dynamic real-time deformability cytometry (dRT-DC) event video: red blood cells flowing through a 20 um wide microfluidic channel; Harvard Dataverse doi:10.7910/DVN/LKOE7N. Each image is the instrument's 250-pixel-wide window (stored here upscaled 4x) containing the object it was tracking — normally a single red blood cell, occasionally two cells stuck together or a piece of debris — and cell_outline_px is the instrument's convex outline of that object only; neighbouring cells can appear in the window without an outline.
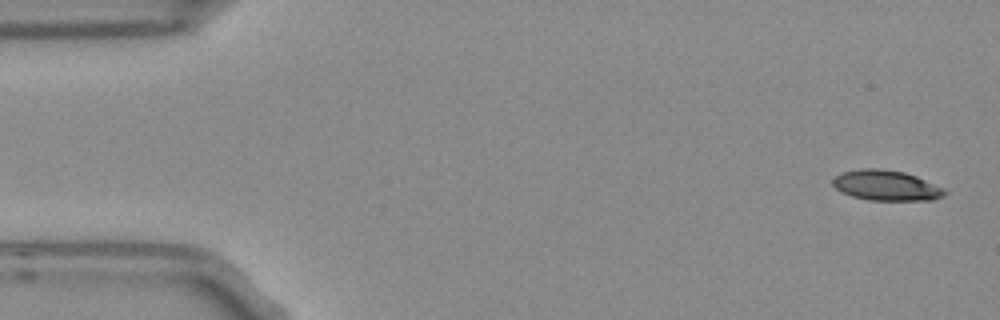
{"species": "Egyptian fruit bat (a non-hibernating species)", "species_latin": "Rousettus aegyptiacus", "temperature_condition": "room temperature", "stored_images_in_passage": 7, "camera_frame_rate_fps": 3000, "um_per_image_px": 0.085, "frame": {"image": 1, "passage_image": 1, "time_ms": 0.0, "image_size_px": [1000, 320], "cell_outline_px": [[948, 192], [944, 196], [932, 200], [868, 200], [852, 196], [840, 192], [832, 184], [832, 180], [836, 176], [844, 172], [860, 168], [880, 168], [904, 172], [916, 176], [944, 188]], "centroid_in_image_um": [75.33, 15.76], "position_along_channel_um": 9.7, "area_um2": 19.83}}
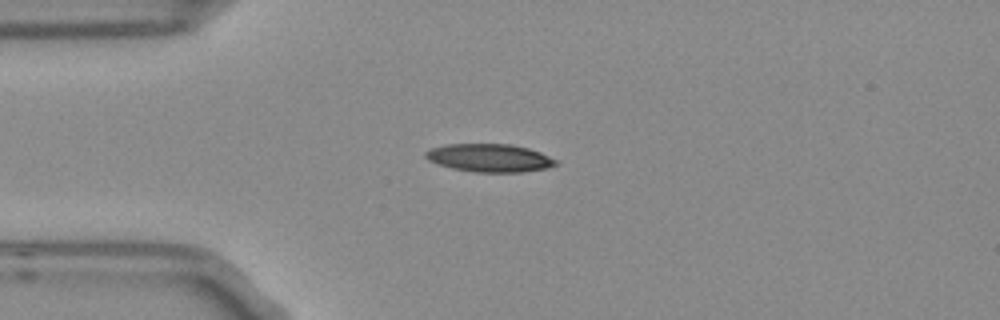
{"frame": {"image": 2, "passage_image": 4, "time_ms": 1.0, "image_size_px": [1000, 320], "cell_outline_px": [[556, 164], [548, 168], [524, 172], [476, 172], [452, 168], [436, 164], [428, 160], [424, 156], [424, 152], [428, 148], [444, 144], [508, 144], [528, 148], [540, 152], [556, 160]], "centroid_in_image_um": [41.55, 13.42], "position_along_channel_um": 43.5, "area_um2": 21.39}}
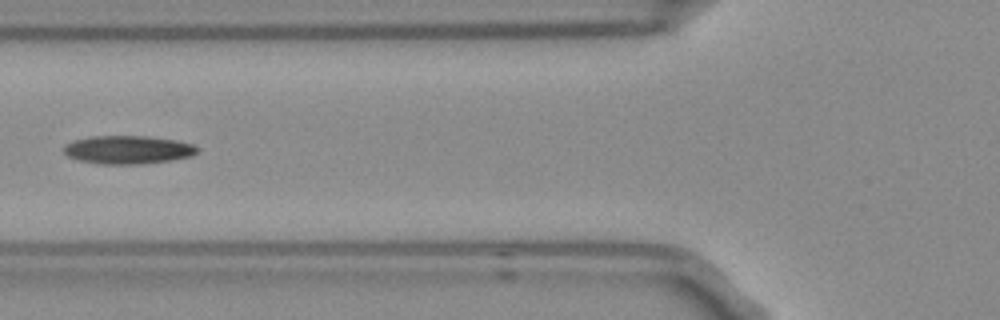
{"frame": {"image": 3, "passage_image": 6, "time_ms": 1.667, "image_size_px": [1000, 320], "cell_outline_px": [[200, 148], [192, 156], [172, 160], [140, 164], [100, 164], [80, 160], [68, 156], [64, 152], [64, 144], [72, 140], [88, 136], [144, 136], [176, 140], [192, 144]], "centroid_in_image_um": [10.86, 12.72], "position_along_channel_um": 114.9, "area_um2": 22.08}}